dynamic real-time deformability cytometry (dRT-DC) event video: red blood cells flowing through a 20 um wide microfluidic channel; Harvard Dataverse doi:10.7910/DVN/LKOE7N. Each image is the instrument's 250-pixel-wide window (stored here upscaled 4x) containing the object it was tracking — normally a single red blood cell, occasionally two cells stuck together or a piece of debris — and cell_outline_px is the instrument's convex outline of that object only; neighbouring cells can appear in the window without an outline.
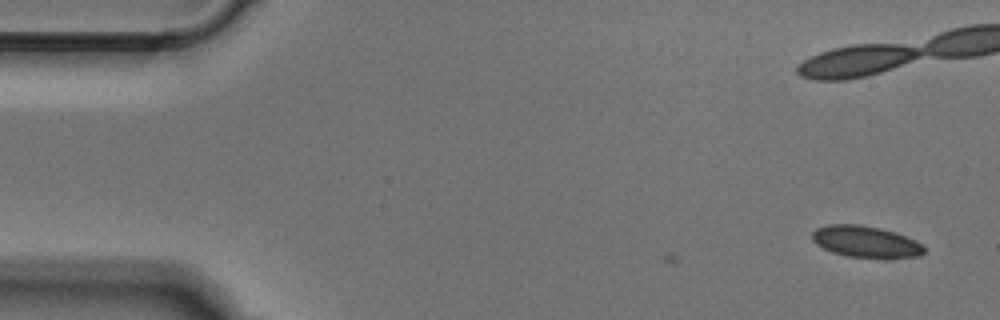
{"species": "Egyptian fruit bat (a non-hibernating species)", "species_latin": "Rousettus aegyptiacus", "temperature_condition": "cold", "stored_images_in_passage": 7, "camera_frame_rate_fps": 3000, "um_per_image_px": 0.085, "animal": {"sex": "male"}, "frame": {"image": 1, "passage_image": 7, "time_ms": 2.0, "image_size_px": [1000, 320], "cell_outline_px": [[924, 252], [916, 256], [848, 256], [832, 252], [816, 244], [812, 240], [812, 232], [816, 228], [828, 224], [860, 224], [880, 228], [904, 236], [920, 244], [924, 248]], "centroid_in_image_um": [73.47, 20.5], "position_along_channel_um": 11.5, "area_um2": 19.71}}